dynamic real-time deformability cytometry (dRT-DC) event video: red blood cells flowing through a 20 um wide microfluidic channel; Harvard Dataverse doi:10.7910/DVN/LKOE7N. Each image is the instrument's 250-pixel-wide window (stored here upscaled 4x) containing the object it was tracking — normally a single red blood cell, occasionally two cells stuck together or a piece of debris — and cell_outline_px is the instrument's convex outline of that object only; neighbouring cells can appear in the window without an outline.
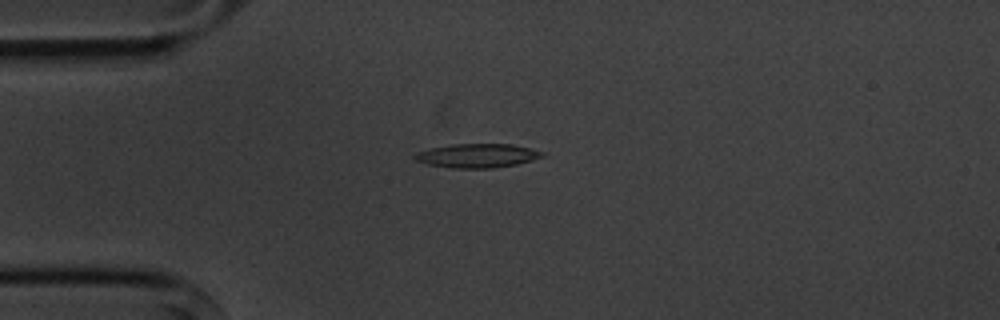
{"species": "common noctule bat (a hibernating species)", "species_latin": "Nyctalus noctula", "temperature_condition": "cold", "stored_images_in_passage": 4, "camera_frame_rate_fps": 3000, "um_per_image_px": 0.085, "animal": {"sex": "male", "body_mass_g": 20.1, "forearm_length_mm": 53.5}, "frame": {"image": 1, "passage_image": 2, "time_ms": 1.0, "image_size_px": [1000, 320], "cell_outline_px": [[548, 152], [544, 156], [532, 160], [516, 164], [492, 168], [452, 168], [428, 164], [416, 160], [412, 156], [416, 152], [432, 148], [452, 144], [512, 144], [532, 148]], "centroid_in_image_um": [40.62, 13.22], "position_along_channel_um": 44.4, "area_um2": 17.86}}
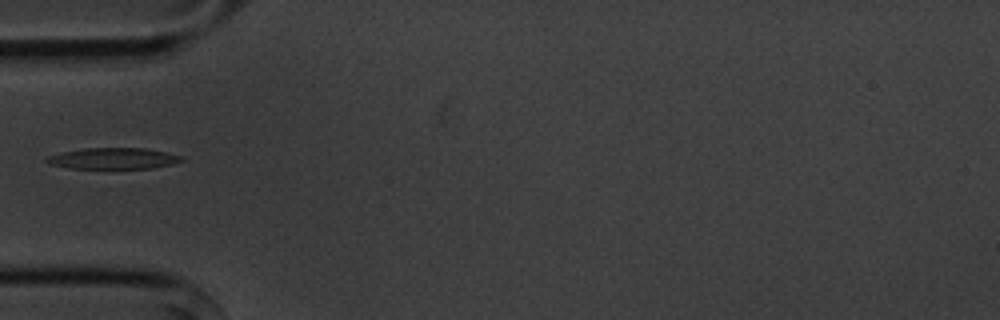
{"frame": {"image": 2, "passage_image": 3, "time_ms": 2.333, "image_size_px": [1000, 320], "cell_outline_px": [[184, 160], [172, 164], [152, 168], [68, 168], [48, 164], [44, 160], [48, 156], [64, 152], [84, 148], [144, 148], [184, 156]], "centroid_in_image_um": [9.63, 13.47], "position_along_channel_um": 75.4, "area_um2": 16.53}}
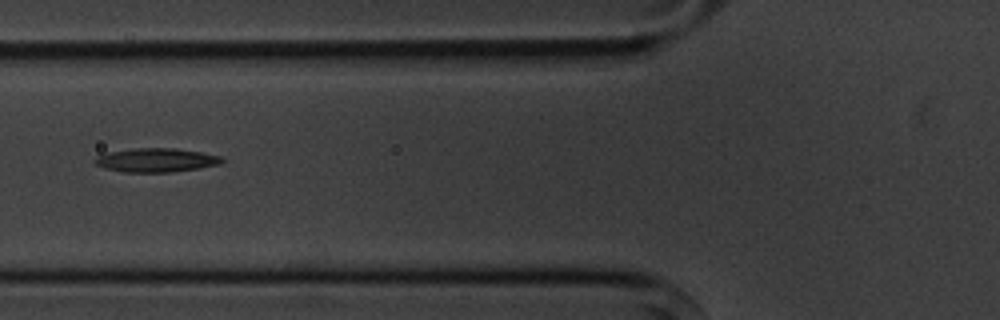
{"frame": {"image": 3, "passage_image": 4, "time_ms": 3.333, "image_size_px": [1000, 320], "cell_outline_px": [[224, 160], [220, 164], [200, 168], [172, 172], [124, 172], [104, 168], [96, 164], [92, 160], [108, 152], [132, 148], [176, 148], [200, 152], [220, 156]], "centroid_in_image_um": [13.27, 13.61], "position_along_channel_um": 112.5, "area_um2": 17.63}}